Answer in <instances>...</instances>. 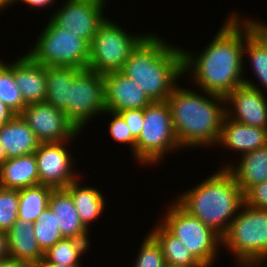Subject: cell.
Instances as JSON below:
<instances>
[{
  "label": "cell",
  "instance_id": "1",
  "mask_svg": "<svg viewBox=\"0 0 267 267\" xmlns=\"http://www.w3.org/2000/svg\"><path fill=\"white\" fill-rule=\"evenodd\" d=\"M211 42L200 51L183 50V74L190 77L199 90L226 97L244 85L243 59L247 36L262 22L232 11ZM196 54V55H195ZM195 81V82H194ZM194 82V83H193Z\"/></svg>",
  "mask_w": 267,
  "mask_h": 267
},
{
  "label": "cell",
  "instance_id": "2",
  "mask_svg": "<svg viewBox=\"0 0 267 267\" xmlns=\"http://www.w3.org/2000/svg\"><path fill=\"white\" fill-rule=\"evenodd\" d=\"M181 86L167 99L177 141L183 149L215 147L226 117L225 97Z\"/></svg>",
  "mask_w": 267,
  "mask_h": 267
},
{
  "label": "cell",
  "instance_id": "3",
  "mask_svg": "<svg viewBox=\"0 0 267 267\" xmlns=\"http://www.w3.org/2000/svg\"><path fill=\"white\" fill-rule=\"evenodd\" d=\"M157 34L148 35L126 60L121 72L135 81L152 102L167 101L183 75V48ZM169 43V44H168Z\"/></svg>",
  "mask_w": 267,
  "mask_h": 267
},
{
  "label": "cell",
  "instance_id": "4",
  "mask_svg": "<svg viewBox=\"0 0 267 267\" xmlns=\"http://www.w3.org/2000/svg\"><path fill=\"white\" fill-rule=\"evenodd\" d=\"M185 191L174 200L221 237L226 234L231 221L244 203L240 186L232 173L222 166Z\"/></svg>",
  "mask_w": 267,
  "mask_h": 267
},
{
  "label": "cell",
  "instance_id": "5",
  "mask_svg": "<svg viewBox=\"0 0 267 267\" xmlns=\"http://www.w3.org/2000/svg\"><path fill=\"white\" fill-rule=\"evenodd\" d=\"M222 247L230 251L238 267L267 265V209L243 203L222 237Z\"/></svg>",
  "mask_w": 267,
  "mask_h": 267
},
{
  "label": "cell",
  "instance_id": "6",
  "mask_svg": "<svg viewBox=\"0 0 267 267\" xmlns=\"http://www.w3.org/2000/svg\"><path fill=\"white\" fill-rule=\"evenodd\" d=\"M27 54L37 63L48 66L88 68L90 44L50 19Z\"/></svg>",
  "mask_w": 267,
  "mask_h": 267
},
{
  "label": "cell",
  "instance_id": "7",
  "mask_svg": "<svg viewBox=\"0 0 267 267\" xmlns=\"http://www.w3.org/2000/svg\"><path fill=\"white\" fill-rule=\"evenodd\" d=\"M181 148L167 101L152 102L146 106L142 131L135 144V161L142 165L160 164L168 153Z\"/></svg>",
  "mask_w": 267,
  "mask_h": 267
},
{
  "label": "cell",
  "instance_id": "8",
  "mask_svg": "<svg viewBox=\"0 0 267 267\" xmlns=\"http://www.w3.org/2000/svg\"><path fill=\"white\" fill-rule=\"evenodd\" d=\"M169 206L163 219L159 220L160 223L184 243L203 267H213L220 253L222 237L197 217L190 215L175 200Z\"/></svg>",
  "mask_w": 267,
  "mask_h": 267
},
{
  "label": "cell",
  "instance_id": "9",
  "mask_svg": "<svg viewBox=\"0 0 267 267\" xmlns=\"http://www.w3.org/2000/svg\"><path fill=\"white\" fill-rule=\"evenodd\" d=\"M108 18L99 26L93 37L88 63V69L103 75L121 71L132 51L148 35H131Z\"/></svg>",
  "mask_w": 267,
  "mask_h": 267
},
{
  "label": "cell",
  "instance_id": "10",
  "mask_svg": "<svg viewBox=\"0 0 267 267\" xmlns=\"http://www.w3.org/2000/svg\"><path fill=\"white\" fill-rule=\"evenodd\" d=\"M105 111L103 74L88 68L79 69L71 81L70 100L64 110L67 119L81 132L91 119Z\"/></svg>",
  "mask_w": 267,
  "mask_h": 267
},
{
  "label": "cell",
  "instance_id": "11",
  "mask_svg": "<svg viewBox=\"0 0 267 267\" xmlns=\"http://www.w3.org/2000/svg\"><path fill=\"white\" fill-rule=\"evenodd\" d=\"M108 0H65L49 19L91 44L99 26L106 20L103 11Z\"/></svg>",
  "mask_w": 267,
  "mask_h": 267
},
{
  "label": "cell",
  "instance_id": "12",
  "mask_svg": "<svg viewBox=\"0 0 267 267\" xmlns=\"http://www.w3.org/2000/svg\"><path fill=\"white\" fill-rule=\"evenodd\" d=\"M20 115L40 143L72 141L80 134L63 110L47 102L27 104Z\"/></svg>",
  "mask_w": 267,
  "mask_h": 267
},
{
  "label": "cell",
  "instance_id": "13",
  "mask_svg": "<svg viewBox=\"0 0 267 267\" xmlns=\"http://www.w3.org/2000/svg\"><path fill=\"white\" fill-rule=\"evenodd\" d=\"M70 142L72 141L38 145L34 155L37 160L39 184L53 189H65L71 182L80 178V173L76 174L74 170V158L71 157L69 147H66Z\"/></svg>",
  "mask_w": 267,
  "mask_h": 267
},
{
  "label": "cell",
  "instance_id": "14",
  "mask_svg": "<svg viewBox=\"0 0 267 267\" xmlns=\"http://www.w3.org/2000/svg\"><path fill=\"white\" fill-rule=\"evenodd\" d=\"M266 95L245 84L237 87L225 97L226 116L242 124L267 129Z\"/></svg>",
  "mask_w": 267,
  "mask_h": 267
},
{
  "label": "cell",
  "instance_id": "15",
  "mask_svg": "<svg viewBox=\"0 0 267 267\" xmlns=\"http://www.w3.org/2000/svg\"><path fill=\"white\" fill-rule=\"evenodd\" d=\"M103 76L106 110L118 113L122 110L145 108L152 103L140 86L121 71Z\"/></svg>",
  "mask_w": 267,
  "mask_h": 267
},
{
  "label": "cell",
  "instance_id": "16",
  "mask_svg": "<svg viewBox=\"0 0 267 267\" xmlns=\"http://www.w3.org/2000/svg\"><path fill=\"white\" fill-rule=\"evenodd\" d=\"M14 60V79L26 104L45 102L46 67L26 52Z\"/></svg>",
  "mask_w": 267,
  "mask_h": 267
},
{
  "label": "cell",
  "instance_id": "17",
  "mask_svg": "<svg viewBox=\"0 0 267 267\" xmlns=\"http://www.w3.org/2000/svg\"><path fill=\"white\" fill-rule=\"evenodd\" d=\"M217 145L243 155L267 145V129L242 124L226 116Z\"/></svg>",
  "mask_w": 267,
  "mask_h": 267
},
{
  "label": "cell",
  "instance_id": "18",
  "mask_svg": "<svg viewBox=\"0 0 267 267\" xmlns=\"http://www.w3.org/2000/svg\"><path fill=\"white\" fill-rule=\"evenodd\" d=\"M48 207L56 216L63 238L85 240L89 245V232L81 222L71 195L65 189H53Z\"/></svg>",
  "mask_w": 267,
  "mask_h": 267
},
{
  "label": "cell",
  "instance_id": "19",
  "mask_svg": "<svg viewBox=\"0 0 267 267\" xmlns=\"http://www.w3.org/2000/svg\"><path fill=\"white\" fill-rule=\"evenodd\" d=\"M33 224L18 218L6 234L8 258L36 267L43 259L44 253L37 244Z\"/></svg>",
  "mask_w": 267,
  "mask_h": 267
},
{
  "label": "cell",
  "instance_id": "20",
  "mask_svg": "<svg viewBox=\"0 0 267 267\" xmlns=\"http://www.w3.org/2000/svg\"><path fill=\"white\" fill-rule=\"evenodd\" d=\"M248 57V64L252 67L259 84L244 77V84L263 91H267V23L262 21L246 38L243 59ZM250 62V63H249ZM259 85V87H258ZM261 85V86H260ZM260 87H263L262 89ZM265 90V91H264Z\"/></svg>",
  "mask_w": 267,
  "mask_h": 267
},
{
  "label": "cell",
  "instance_id": "21",
  "mask_svg": "<svg viewBox=\"0 0 267 267\" xmlns=\"http://www.w3.org/2000/svg\"><path fill=\"white\" fill-rule=\"evenodd\" d=\"M40 142L20 114L0 126V145L8 159L34 153Z\"/></svg>",
  "mask_w": 267,
  "mask_h": 267
},
{
  "label": "cell",
  "instance_id": "22",
  "mask_svg": "<svg viewBox=\"0 0 267 267\" xmlns=\"http://www.w3.org/2000/svg\"><path fill=\"white\" fill-rule=\"evenodd\" d=\"M240 156L238 165L228 162L222 166L232 173L245 194L252 186L267 180V145Z\"/></svg>",
  "mask_w": 267,
  "mask_h": 267
},
{
  "label": "cell",
  "instance_id": "23",
  "mask_svg": "<svg viewBox=\"0 0 267 267\" xmlns=\"http://www.w3.org/2000/svg\"><path fill=\"white\" fill-rule=\"evenodd\" d=\"M36 185L39 173L34 153L7 159L0 167V187L19 190Z\"/></svg>",
  "mask_w": 267,
  "mask_h": 267
},
{
  "label": "cell",
  "instance_id": "24",
  "mask_svg": "<svg viewBox=\"0 0 267 267\" xmlns=\"http://www.w3.org/2000/svg\"><path fill=\"white\" fill-rule=\"evenodd\" d=\"M80 179L71 182L65 190L71 195L81 222L89 230V226L106 211V198L99 189L79 184Z\"/></svg>",
  "mask_w": 267,
  "mask_h": 267
},
{
  "label": "cell",
  "instance_id": "25",
  "mask_svg": "<svg viewBox=\"0 0 267 267\" xmlns=\"http://www.w3.org/2000/svg\"><path fill=\"white\" fill-rule=\"evenodd\" d=\"M160 245L166 265L177 267H203L189 252L184 243L173 236L160 222L149 233Z\"/></svg>",
  "mask_w": 267,
  "mask_h": 267
},
{
  "label": "cell",
  "instance_id": "26",
  "mask_svg": "<svg viewBox=\"0 0 267 267\" xmlns=\"http://www.w3.org/2000/svg\"><path fill=\"white\" fill-rule=\"evenodd\" d=\"M79 69L73 67H46V100L45 102L60 110L68 107L71 94V81Z\"/></svg>",
  "mask_w": 267,
  "mask_h": 267
},
{
  "label": "cell",
  "instance_id": "27",
  "mask_svg": "<svg viewBox=\"0 0 267 267\" xmlns=\"http://www.w3.org/2000/svg\"><path fill=\"white\" fill-rule=\"evenodd\" d=\"M89 245L85 240L74 238H63L54 246L49 248L40 263H55L69 266H81L85 252L87 253Z\"/></svg>",
  "mask_w": 267,
  "mask_h": 267
},
{
  "label": "cell",
  "instance_id": "28",
  "mask_svg": "<svg viewBox=\"0 0 267 267\" xmlns=\"http://www.w3.org/2000/svg\"><path fill=\"white\" fill-rule=\"evenodd\" d=\"M52 190L53 188L41 184L19 189L18 218L35 223L38 216L48 207Z\"/></svg>",
  "mask_w": 267,
  "mask_h": 267
},
{
  "label": "cell",
  "instance_id": "29",
  "mask_svg": "<svg viewBox=\"0 0 267 267\" xmlns=\"http://www.w3.org/2000/svg\"><path fill=\"white\" fill-rule=\"evenodd\" d=\"M0 100L15 114L27 106L14 79V60L6 63L0 59Z\"/></svg>",
  "mask_w": 267,
  "mask_h": 267
},
{
  "label": "cell",
  "instance_id": "30",
  "mask_svg": "<svg viewBox=\"0 0 267 267\" xmlns=\"http://www.w3.org/2000/svg\"><path fill=\"white\" fill-rule=\"evenodd\" d=\"M33 228L37 244L43 253L63 239L56 216L49 207L38 216Z\"/></svg>",
  "mask_w": 267,
  "mask_h": 267
},
{
  "label": "cell",
  "instance_id": "31",
  "mask_svg": "<svg viewBox=\"0 0 267 267\" xmlns=\"http://www.w3.org/2000/svg\"><path fill=\"white\" fill-rule=\"evenodd\" d=\"M19 190L0 187V231H7L18 219Z\"/></svg>",
  "mask_w": 267,
  "mask_h": 267
},
{
  "label": "cell",
  "instance_id": "32",
  "mask_svg": "<svg viewBox=\"0 0 267 267\" xmlns=\"http://www.w3.org/2000/svg\"><path fill=\"white\" fill-rule=\"evenodd\" d=\"M142 241L133 267H165L166 262L157 241L149 233Z\"/></svg>",
  "mask_w": 267,
  "mask_h": 267
},
{
  "label": "cell",
  "instance_id": "33",
  "mask_svg": "<svg viewBox=\"0 0 267 267\" xmlns=\"http://www.w3.org/2000/svg\"><path fill=\"white\" fill-rule=\"evenodd\" d=\"M112 115V119L109 118V135L113 138L114 141L117 143H122L126 146L130 145L131 152L133 154V160L135 161V144L136 139L132 136L131 131L129 130L128 125L126 124L125 120L119 113L112 112L110 110H106L103 115Z\"/></svg>",
  "mask_w": 267,
  "mask_h": 267
},
{
  "label": "cell",
  "instance_id": "34",
  "mask_svg": "<svg viewBox=\"0 0 267 267\" xmlns=\"http://www.w3.org/2000/svg\"><path fill=\"white\" fill-rule=\"evenodd\" d=\"M244 203L249 207L267 209V180L252 186L244 194Z\"/></svg>",
  "mask_w": 267,
  "mask_h": 267
},
{
  "label": "cell",
  "instance_id": "35",
  "mask_svg": "<svg viewBox=\"0 0 267 267\" xmlns=\"http://www.w3.org/2000/svg\"><path fill=\"white\" fill-rule=\"evenodd\" d=\"M118 113L123 117L132 133V136L137 140L143 127L144 108L122 110Z\"/></svg>",
  "mask_w": 267,
  "mask_h": 267
},
{
  "label": "cell",
  "instance_id": "36",
  "mask_svg": "<svg viewBox=\"0 0 267 267\" xmlns=\"http://www.w3.org/2000/svg\"><path fill=\"white\" fill-rule=\"evenodd\" d=\"M18 1L26 3V6L29 5L31 8L35 7V9H44L49 6L52 7L57 3V0H13V4L18 3Z\"/></svg>",
  "mask_w": 267,
  "mask_h": 267
},
{
  "label": "cell",
  "instance_id": "37",
  "mask_svg": "<svg viewBox=\"0 0 267 267\" xmlns=\"http://www.w3.org/2000/svg\"><path fill=\"white\" fill-rule=\"evenodd\" d=\"M16 114L0 100V126L10 121Z\"/></svg>",
  "mask_w": 267,
  "mask_h": 267
},
{
  "label": "cell",
  "instance_id": "38",
  "mask_svg": "<svg viewBox=\"0 0 267 267\" xmlns=\"http://www.w3.org/2000/svg\"><path fill=\"white\" fill-rule=\"evenodd\" d=\"M0 267H33V266L24 261L7 258L0 261Z\"/></svg>",
  "mask_w": 267,
  "mask_h": 267
},
{
  "label": "cell",
  "instance_id": "39",
  "mask_svg": "<svg viewBox=\"0 0 267 267\" xmlns=\"http://www.w3.org/2000/svg\"><path fill=\"white\" fill-rule=\"evenodd\" d=\"M8 258L7 234L0 231V261Z\"/></svg>",
  "mask_w": 267,
  "mask_h": 267
},
{
  "label": "cell",
  "instance_id": "40",
  "mask_svg": "<svg viewBox=\"0 0 267 267\" xmlns=\"http://www.w3.org/2000/svg\"><path fill=\"white\" fill-rule=\"evenodd\" d=\"M36 267H83L82 266H69V265H61L55 263H39Z\"/></svg>",
  "mask_w": 267,
  "mask_h": 267
},
{
  "label": "cell",
  "instance_id": "41",
  "mask_svg": "<svg viewBox=\"0 0 267 267\" xmlns=\"http://www.w3.org/2000/svg\"><path fill=\"white\" fill-rule=\"evenodd\" d=\"M11 5L13 6V0H0V12Z\"/></svg>",
  "mask_w": 267,
  "mask_h": 267
},
{
  "label": "cell",
  "instance_id": "42",
  "mask_svg": "<svg viewBox=\"0 0 267 267\" xmlns=\"http://www.w3.org/2000/svg\"><path fill=\"white\" fill-rule=\"evenodd\" d=\"M6 153L2 146L0 145V167L3 165V163L7 160Z\"/></svg>",
  "mask_w": 267,
  "mask_h": 267
},
{
  "label": "cell",
  "instance_id": "43",
  "mask_svg": "<svg viewBox=\"0 0 267 267\" xmlns=\"http://www.w3.org/2000/svg\"><path fill=\"white\" fill-rule=\"evenodd\" d=\"M165 267H177V266H170V265H166Z\"/></svg>",
  "mask_w": 267,
  "mask_h": 267
}]
</instances>
